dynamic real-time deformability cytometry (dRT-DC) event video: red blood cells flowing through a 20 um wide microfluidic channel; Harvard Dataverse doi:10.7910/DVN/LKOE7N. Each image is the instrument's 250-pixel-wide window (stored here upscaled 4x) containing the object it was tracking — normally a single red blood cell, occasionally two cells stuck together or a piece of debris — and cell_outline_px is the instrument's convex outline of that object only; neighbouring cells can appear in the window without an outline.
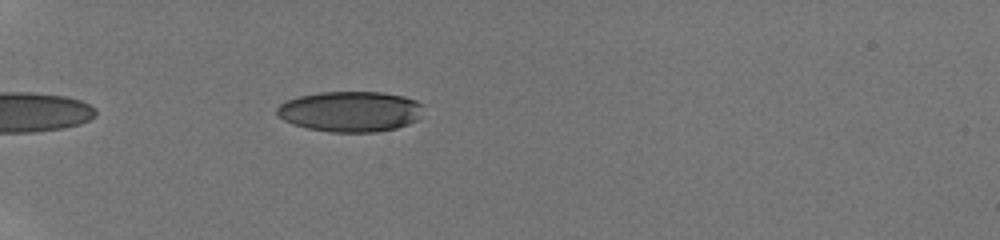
{"species": "human", "species_latin": "Homo sapiens", "temperature_condition": "room temperature", "stored_images_in_passage": 4, "camera_frame_rate_fps": 3000, "um_per_image_px": 0.085, "donor": {"sex": "male"}, "frame": {"image": 1, "passage_image": 2, "time_ms": 1.0, "image_size_px": [1000, 240], "cell_outline_px": [[420, 104], [416, 120], [408, 124], [396, 128], [376, 132], [328, 132], [308, 128], [292, 124], [284, 120], [276, 112], [276, 108], [280, 104], [288, 100], [300, 96], [320, 92], [380, 92], [404, 96], [416, 100]], "centroid_in_image_um": [29.73, 9.48], "position_along_channel_um": 55.3, "area_um2": 34.22}}